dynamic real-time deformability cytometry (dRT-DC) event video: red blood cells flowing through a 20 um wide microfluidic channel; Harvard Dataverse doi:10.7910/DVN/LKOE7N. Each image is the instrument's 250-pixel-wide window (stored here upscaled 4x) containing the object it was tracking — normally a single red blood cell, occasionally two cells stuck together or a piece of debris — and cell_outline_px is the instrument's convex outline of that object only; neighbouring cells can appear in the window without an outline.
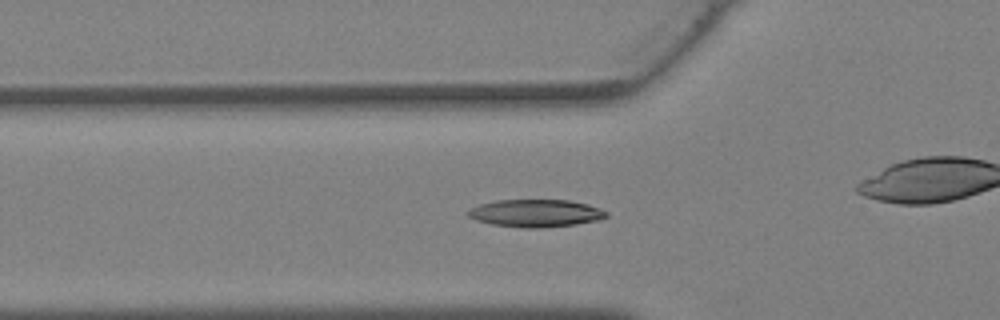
{"species": "Egyptian fruit bat (a non-hibernating species)", "species_latin": "Rousettus aegyptiacus", "temperature_condition": "warm", "stored_images_in_passage": 39, "camera_frame_rate_fps": 3000, "um_per_image_px": 0.085, "animal": {"sex": "female"}, "frame": {"image": 1, "passage_image": 13, "time_ms": 4.0, "image_size_px": [1000, 320], "cell_outline_px": [[608, 216], [600, 220], [576, 224], [544, 228], [524, 228], [492, 224], [476, 220], [468, 216], [464, 212], [468, 208], [480, 204], [496, 200], [568, 200], [588, 204], [600, 208], [608, 212]], "centroid_in_image_um": [45.52, 18.12], "position_along_channel_um": 80.3, "area_um2": 22.48}}
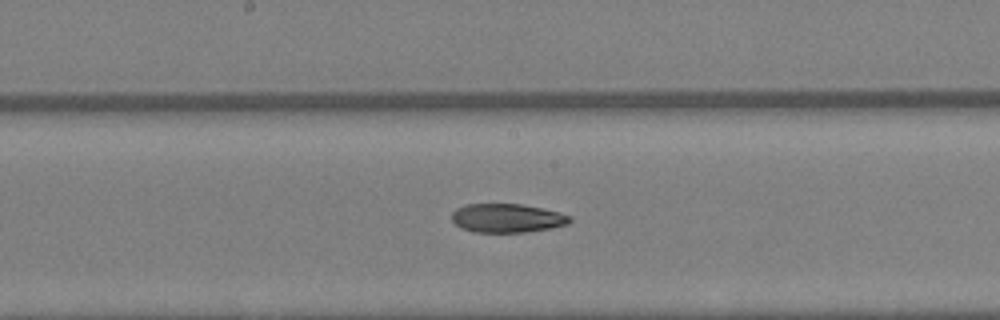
{"frame": {"image": 2, "passage_image": 20, "time_ms": 6.333, "image_size_px": [1000, 320], "cell_outline_px": [[572, 220], [568, 224], [552, 228], [528, 232], [476, 232], [460, 228], [452, 220], [452, 212], [456, 208], [464, 204], [520, 204], [560, 212], [572, 216]], "centroid_in_image_um": [43.11, 18.54], "position_along_channel_um": 205.1, "area_um2": 19.94}}
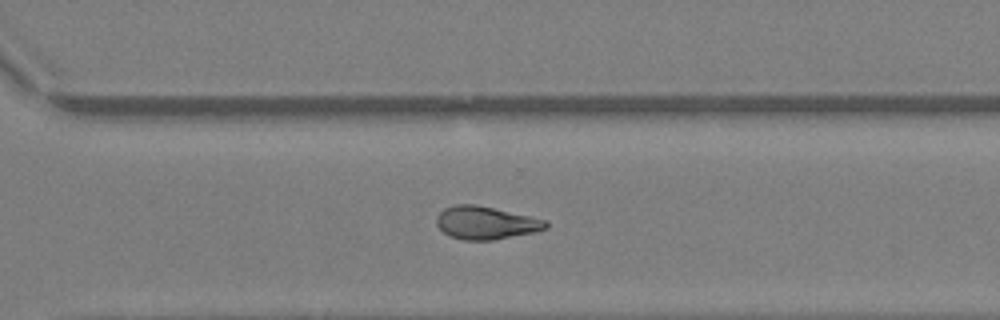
{"frame": {"image": 3, "passage_image": 27, "time_ms": 8.667, "image_size_px": [1000, 320], "cell_outline_px": [[548, 228], [536, 232], [492, 240], [464, 240], [452, 236], [444, 232], [436, 224], [436, 216], [444, 208], [456, 204], [476, 204], [548, 220]], "centroid_in_image_um": [41.32, 18.93], "position_along_channel_um": 329.3, "area_um2": 20.98}}